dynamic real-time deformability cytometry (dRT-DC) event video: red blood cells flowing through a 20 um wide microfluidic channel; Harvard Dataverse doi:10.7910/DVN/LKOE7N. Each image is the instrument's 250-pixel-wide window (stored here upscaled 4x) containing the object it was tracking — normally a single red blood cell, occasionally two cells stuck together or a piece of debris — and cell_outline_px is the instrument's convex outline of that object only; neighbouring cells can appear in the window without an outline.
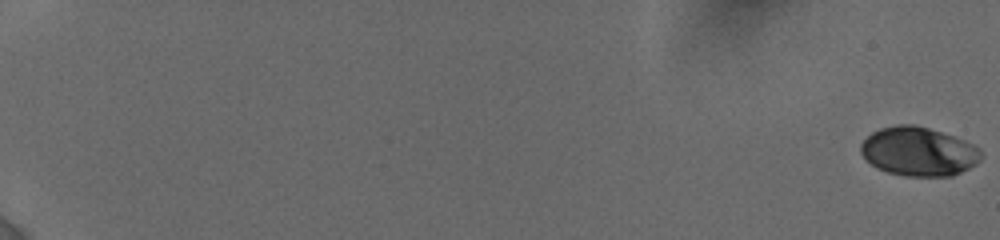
{"species": "human", "species_latin": "Homo sapiens", "temperature_condition": "cold", "stored_images_in_passage": 29, "camera_frame_rate_fps": 3000, "um_per_image_px": 0.085, "donor": {"sex": "female"}, "frame": {"image": 1, "passage_image": 1, "time_ms": 0.0, "image_size_px": [1000, 240], "cell_outline_px": [[980, 160], [976, 164], [952, 176], [904, 176], [888, 172], [876, 168], [860, 152], [860, 144], [872, 132], [880, 128], [896, 124], [916, 124], [964, 140], [980, 148]], "centroid_in_image_um": [78.06, 12.87], "position_along_channel_um": 6.9, "area_um2": 34.16}}
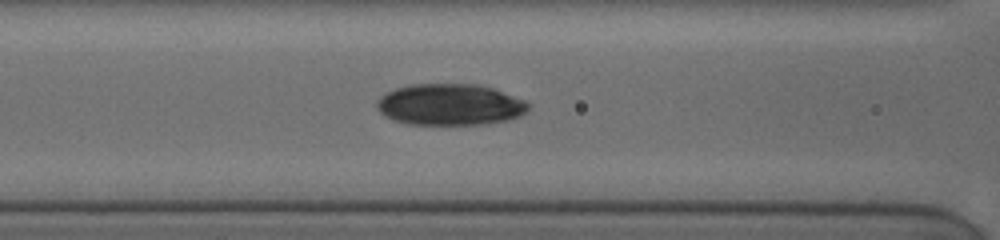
{"frame": {"image": 2, "passage_image": 25, "time_ms": 9.333, "image_size_px": [1000, 240], "cell_outline_px": [[532, 104], [520, 116], [508, 120], [484, 124], [408, 124], [384, 116], [376, 108], [376, 100], [380, 96], [396, 88], [412, 84], [480, 84], [528, 100]], "centroid_in_image_um": [38.27, 8.88], "position_along_channel_um": 128.3, "area_um2": 36.76}}
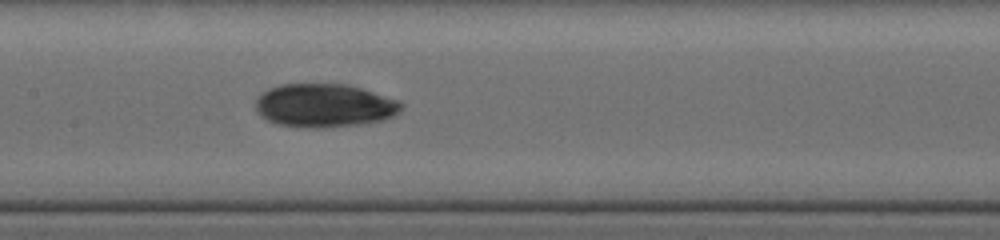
{"frame": {"image": 3, "passage_image": 29, "time_ms": 10.667, "image_size_px": [1000, 240], "cell_outline_px": [[404, 104], [400, 112], [396, 116], [380, 120], [356, 124], [320, 128], [316, 128], [280, 124], [268, 120], [256, 108], [256, 100], [268, 88], [280, 84], [348, 84], [400, 100]], "centroid_in_image_um": [27.64, 8.95], "position_along_channel_um": 179.8, "area_um2": 36.53}}